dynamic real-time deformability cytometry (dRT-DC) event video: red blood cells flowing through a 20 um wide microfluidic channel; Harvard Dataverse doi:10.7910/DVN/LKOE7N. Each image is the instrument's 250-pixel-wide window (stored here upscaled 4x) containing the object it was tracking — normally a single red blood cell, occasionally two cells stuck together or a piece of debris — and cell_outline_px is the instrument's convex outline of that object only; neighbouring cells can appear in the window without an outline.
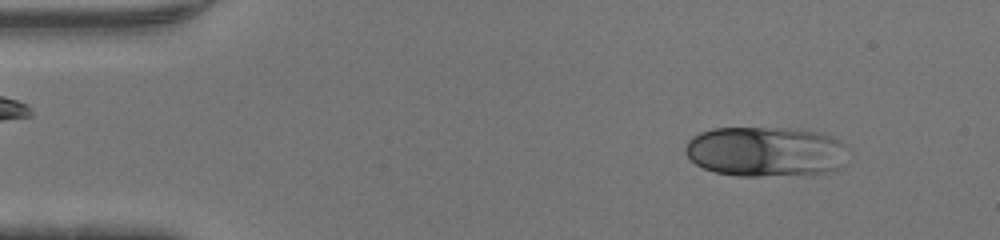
{"species": "human", "species_latin": "Homo sapiens", "temperature_condition": "warm", "stored_images_in_passage": 44, "camera_frame_rate_fps": 3000, "um_per_image_px": 0.085, "donor": {"sex": "male"}, "frame": {"image": 1, "passage_image": 4, "time_ms": 1.0, "image_size_px": [1000, 240], "cell_outline_px": [[852, 152], [844, 164], [840, 168], [828, 172], [760, 176], [740, 176], [716, 172], [704, 168], [696, 164], [684, 152], [684, 148], [688, 140], [692, 136], [700, 132], [712, 128], [796, 128], [824, 132], [840, 140]], "centroid_in_image_um": [65.15, 12.86], "position_along_channel_um": 19.8, "area_um2": 48.26}}
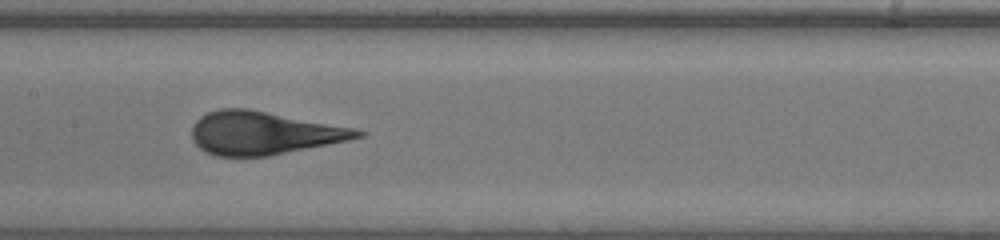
{"frame": {"image": 2, "passage_image": 21, "time_ms": 6.667, "image_size_px": [1000, 240], "cell_outline_px": [[368, 132], [364, 136], [348, 140], [268, 156], [216, 156], [204, 152], [192, 140], [192, 124], [200, 116], [208, 112], [220, 108], [248, 108], [356, 128]], "centroid_in_image_um": [22.39, 11.3], "position_along_channel_um": 185.0, "area_um2": 41.73}}
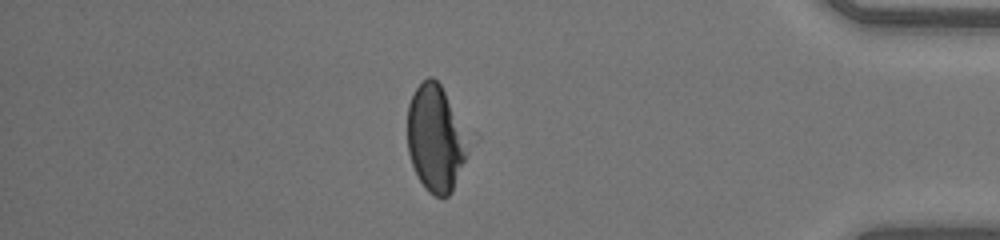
{"frame": {"image": 3, "passage_image": 38, "time_ms": 12.333, "image_size_px": [1000, 240], "cell_outline_px": [[468, 152], [452, 192], [448, 196], [436, 196], [428, 192], [420, 180], [412, 164], [408, 152], [408, 104], [416, 88], [428, 76], [432, 76], [440, 84], [444, 92]], "centroid_in_image_um": [36.94, 11.82], "position_along_channel_um": 398.3, "area_um2": 35.78}}